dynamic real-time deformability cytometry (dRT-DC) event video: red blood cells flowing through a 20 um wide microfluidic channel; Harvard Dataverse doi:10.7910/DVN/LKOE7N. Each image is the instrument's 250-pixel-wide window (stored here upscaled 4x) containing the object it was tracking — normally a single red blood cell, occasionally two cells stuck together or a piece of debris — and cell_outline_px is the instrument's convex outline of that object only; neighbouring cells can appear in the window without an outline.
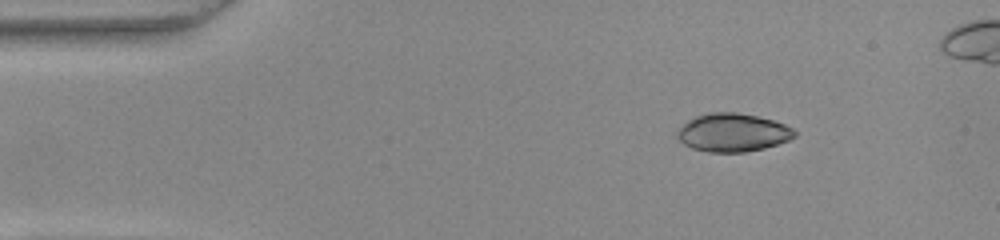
{"species": "common noctule bat (a hibernating species)", "species_latin": "Nyctalus noctula", "temperature_condition": "warm", "stored_images_in_passage": 43, "camera_frame_rate_fps": 3000, "um_per_image_px": 0.085, "animal": {"sex": "female", "body_mass_g": 22.0, "forearm_length_mm": 56.7}, "frame": {"image": 1, "passage_image": 1, "time_ms": 0.0, "image_size_px": [1000, 240], "cell_outline_px": [[796, 136], [788, 140], [764, 148], [744, 152], [708, 152], [692, 148], [684, 144], [676, 136], [676, 132], [688, 120], [696, 116], [708, 112], [736, 112], [756, 116], [772, 120], [784, 124], [792, 128], [796, 132]], "centroid_in_image_um": [62.27, 11.26], "position_along_channel_um": 22.7, "area_um2": 26.01}}
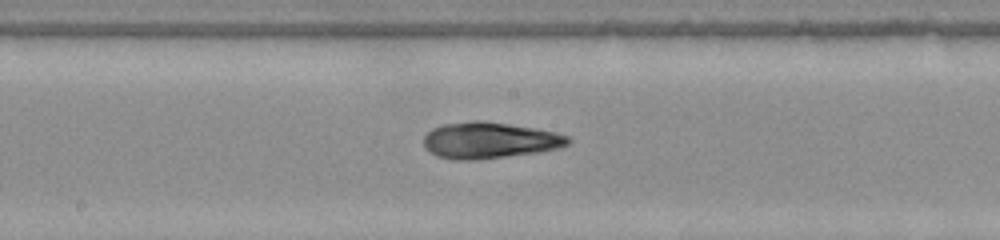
{"frame": {"image": 2, "passage_image": 21, "time_ms": 6.667, "image_size_px": [1000, 240], "cell_outline_px": [[572, 140], [568, 144], [560, 148], [536, 152], [476, 160], [452, 160], [436, 156], [428, 152], [424, 148], [424, 136], [432, 128], [444, 124], [476, 120], [480, 120], [508, 124], [532, 128], [552, 132], [568, 136]], "centroid_in_image_um": [41.55, 11.94], "position_along_channel_um": 206.7, "area_um2": 30.4}}
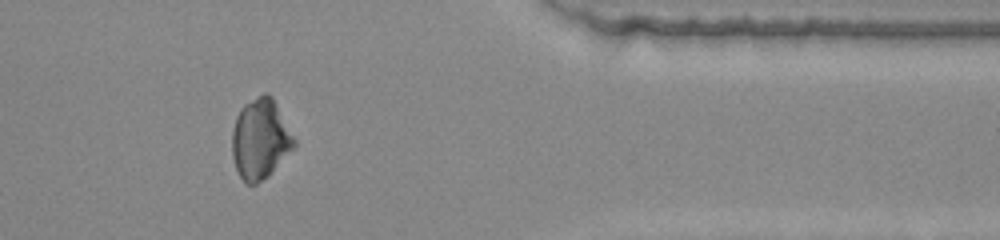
{"frame": {"image": 3, "passage_image": 37, "time_ms": 12.0, "image_size_px": [1000, 240], "cell_outline_px": [[296, 144], [268, 176], [256, 184], [248, 184], [240, 176], [236, 168], [232, 156], [232, 132], [236, 116], [240, 108], [244, 104], [264, 92], [268, 92], [272, 96], [296, 140]], "centroid_in_image_um": [22.11, 11.79], "position_along_channel_um": 389.3, "area_um2": 28.78}}